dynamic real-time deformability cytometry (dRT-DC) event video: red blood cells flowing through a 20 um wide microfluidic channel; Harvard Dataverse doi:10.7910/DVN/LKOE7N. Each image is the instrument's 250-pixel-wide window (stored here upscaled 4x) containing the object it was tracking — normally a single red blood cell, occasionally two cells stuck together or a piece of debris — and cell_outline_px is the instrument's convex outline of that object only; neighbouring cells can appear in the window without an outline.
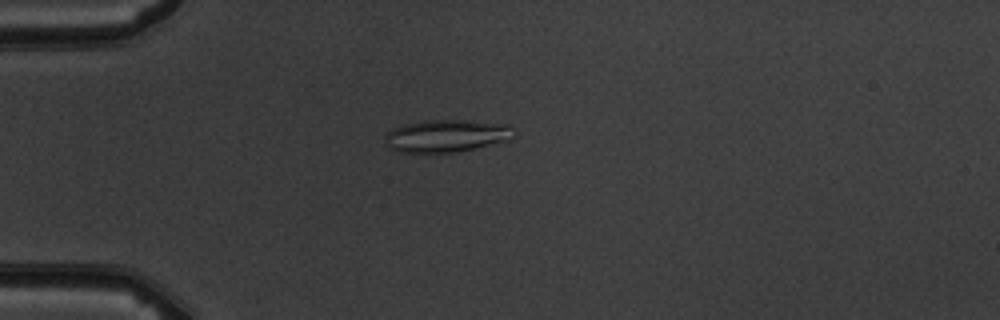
{"species": "common noctule bat (a hibernating species)", "species_latin": "Nyctalus noctula", "temperature_condition": "warm", "stored_images_in_passage": 6, "camera_frame_rate_fps": 3000, "um_per_image_px": 0.085, "animal": {"sex": "male", "body_mass_g": 19.5, "forearm_length_mm": 54.6}, "frame": {"image": 1, "passage_image": 3, "time_ms": 2.333, "image_size_px": [1000, 320], "cell_outline_px": [[512, 136], [508, 140], [456, 152], [400, 152], [388, 148], [384, 144], [384, 140], [388, 132], [392, 128], [404, 124], [424, 120], [472, 120], [508, 124]], "centroid_in_image_um": [37.87, 11.54], "position_along_channel_um": 47.1, "area_um2": 24.22}}
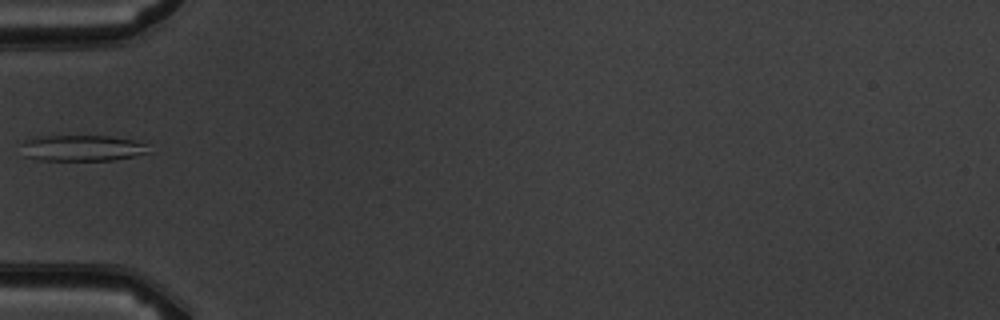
{"frame": {"image": 2, "passage_image": 4, "time_ms": 3.667, "image_size_px": [1000, 320], "cell_outline_px": [[148, 152], [132, 156], [112, 160], [36, 160], [24, 156], [20, 144], [24, 140], [36, 136], [108, 136], [132, 140], [144, 144]], "centroid_in_image_um": [6.84, 12.58], "position_along_channel_um": 78.2, "area_um2": 19.19}}